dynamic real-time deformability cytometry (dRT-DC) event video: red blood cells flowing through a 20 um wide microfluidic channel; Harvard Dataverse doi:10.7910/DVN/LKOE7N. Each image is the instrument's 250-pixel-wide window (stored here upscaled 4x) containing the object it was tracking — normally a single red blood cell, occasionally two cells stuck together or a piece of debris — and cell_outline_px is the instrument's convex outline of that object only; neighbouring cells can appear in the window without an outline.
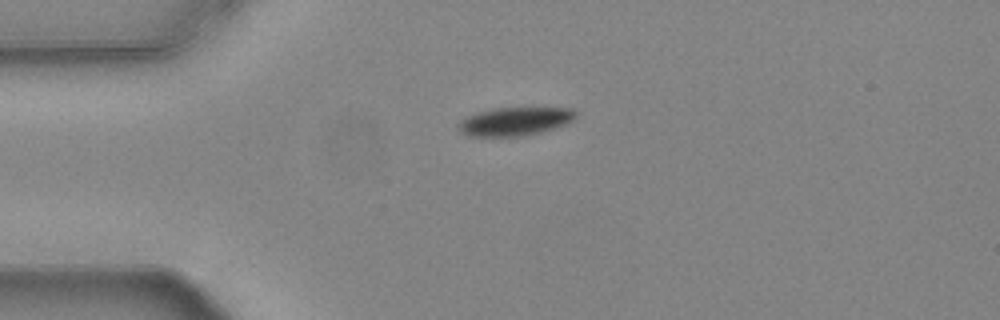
{"species": "common noctule bat (a hibernating species)", "species_latin": "Nyctalus noctula", "temperature_condition": "warm", "stored_images_in_passage": 42, "camera_frame_rate_fps": 3000, "um_per_image_px": 0.085, "animal": {"sex": "female", "body_mass_g": 24.6, "forearm_length_mm": 56.2}, "frame": {"image": 1, "passage_image": 1, "time_ms": 0.0, "image_size_px": [1000, 320], "cell_outline_px": [[576, 120], [556, 128], [524, 136], [468, 136], [460, 132], [460, 120], [468, 116], [492, 108], [572, 108], [576, 112]], "centroid_in_image_um": [43.82, 10.32], "position_along_channel_um": 41.2, "area_um2": 19.36}}
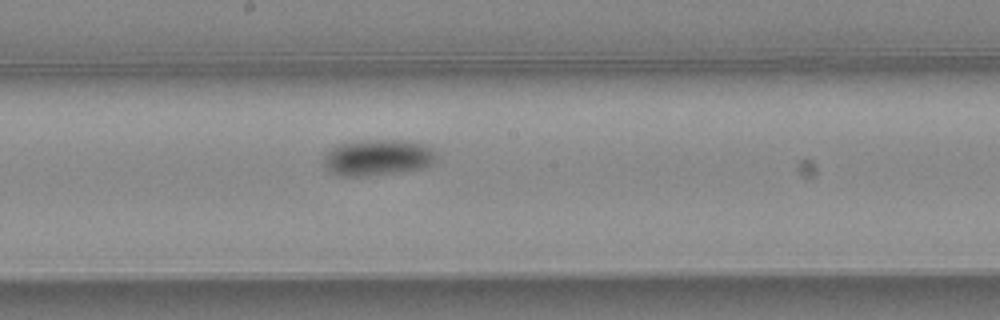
{"frame": {"image": 2, "passage_image": 17, "time_ms": 5.333, "image_size_px": [1000, 320], "cell_outline_px": [[436, 160], [432, 164], [424, 168], [400, 172], [368, 176], [340, 176], [328, 172], [324, 168], [324, 152], [340, 144], [368, 140], [404, 140], [424, 144], [432, 148], [436, 152]], "centroid_in_image_um": [32.1, 13.4], "position_along_channel_um": 216.1, "area_um2": 24.04}}
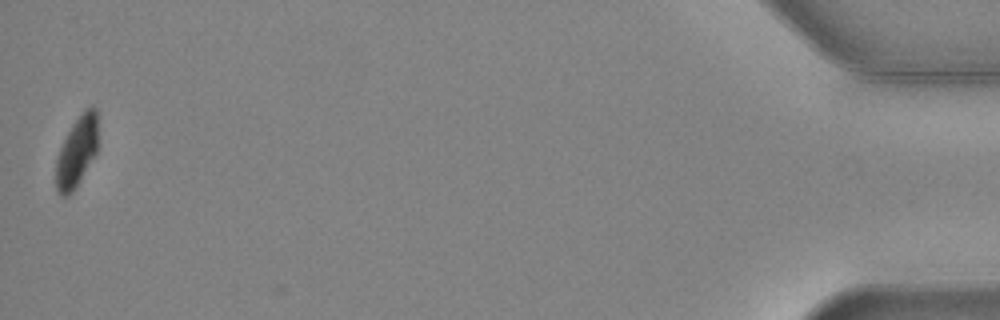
{"frame": {"image": 3, "passage_image": 42, "time_ms": 13.667, "image_size_px": [1000, 320], "cell_outline_px": [[96, 152], [72, 192], [68, 196], [60, 196], [56, 192], [56, 160], [60, 148], [72, 124], [84, 108], [92, 104], [96, 108]], "centroid_in_image_um": [6.5, 12.87], "position_along_channel_um": 428.7, "area_um2": 16.88}, "authors_computed_cell_mechanics": {"area_um2": 21.4149, "velocity_mm_per_s": 3.7366, "shape_relaxation_time_tau1_ms": 2.292, "shape_relaxation_time_tau2_ms": null, "deformation_change_tau1": 0.0989, "deformation_change_tau2": null}}